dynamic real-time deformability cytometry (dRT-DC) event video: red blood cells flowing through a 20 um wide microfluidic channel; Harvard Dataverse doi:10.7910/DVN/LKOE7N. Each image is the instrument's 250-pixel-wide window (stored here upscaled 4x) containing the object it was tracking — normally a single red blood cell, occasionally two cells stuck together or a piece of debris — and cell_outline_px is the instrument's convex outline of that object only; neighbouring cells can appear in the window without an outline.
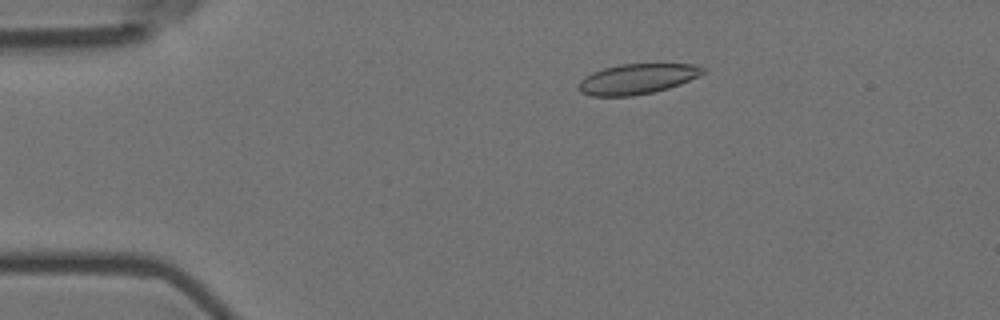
{"species": "Egyptian fruit bat (a non-hibernating species)", "species_latin": "Rousettus aegyptiacus", "temperature_condition": "room temperature", "stored_images_in_passage": 6, "camera_frame_rate_fps": 3000, "um_per_image_px": 0.085, "animal": {"sex": "female"}, "frame": {"image": 1, "passage_image": 3, "time_ms": 0.667, "image_size_px": [1000, 320], "cell_outline_px": [[704, 72], [680, 84], [668, 88], [652, 92], [632, 96], [592, 96], [580, 92], [576, 88], [576, 84], [584, 76], [592, 72], [604, 68], [620, 64], [692, 64], [704, 68]], "centroid_in_image_um": [54.06, 6.71], "position_along_channel_um": 30.9, "area_um2": 21.85}}
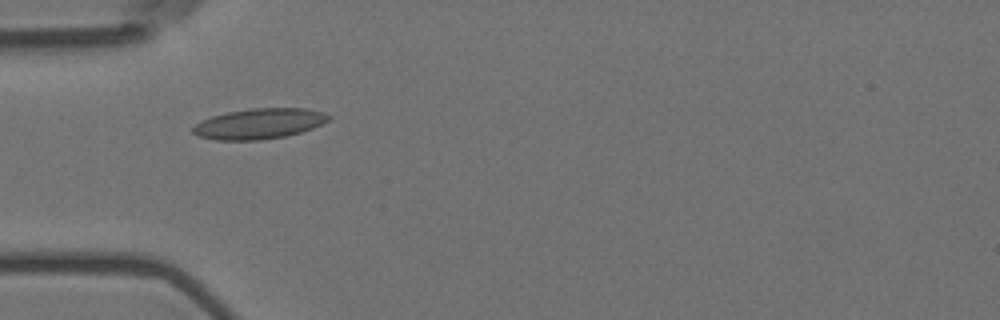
{"frame": {"image": 2, "passage_image": 5, "time_ms": 1.333, "image_size_px": [1000, 320], "cell_outline_px": [[332, 116], [328, 120], [312, 128], [288, 136], [260, 140], [216, 140], [196, 136], [192, 132], [192, 128], [196, 124], [212, 116], [228, 112], [252, 108], [308, 108], [324, 112]], "centroid_in_image_um": [22.04, 10.51], "position_along_channel_um": 63.0, "area_um2": 24.1}}
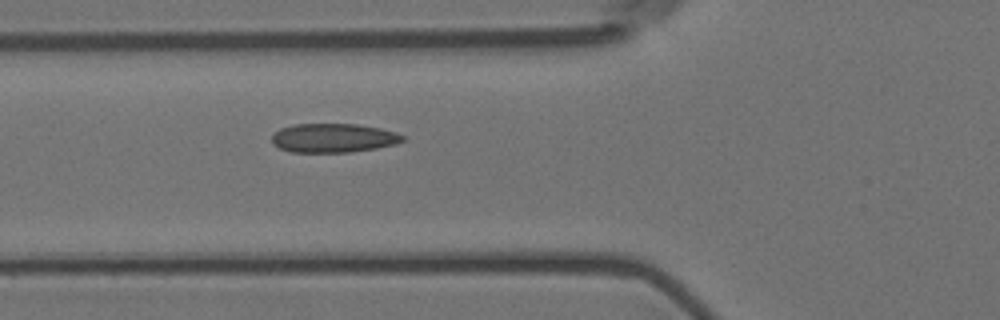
{"frame": {"image": 3, "passage_image": 6, "time_ms": 1.667, "image_size_px": [1000, 320], "cell_outline_px": [[404, 140], [396, 144], [376, 148], [348, 152], [292, 152], [280, 148], [272, 144], [272, 136], [280, 128], [292, 124], [356, 124], [380, 128], [396, 132], [404, 136]], "centroid_in_image_um": [28.33, 11.72], "position_along_channel_um": 97.5, "area_um2": 22.08}}